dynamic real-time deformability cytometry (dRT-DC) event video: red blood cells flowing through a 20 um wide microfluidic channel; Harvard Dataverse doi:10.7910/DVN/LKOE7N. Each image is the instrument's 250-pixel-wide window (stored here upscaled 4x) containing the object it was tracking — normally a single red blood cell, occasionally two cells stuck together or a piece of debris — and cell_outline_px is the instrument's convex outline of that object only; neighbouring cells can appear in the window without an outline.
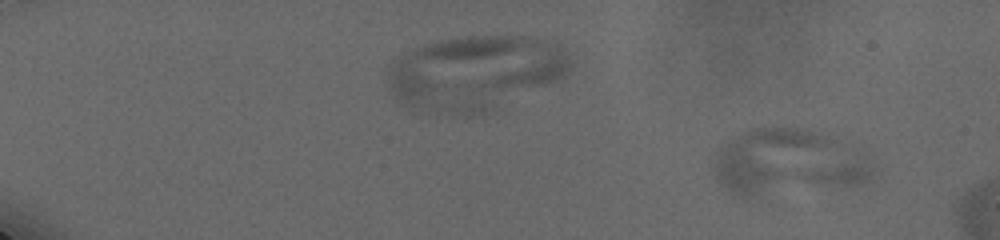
{"species": "human", "species_latin": "Homo sapiens", "temperature_condition": "cold", "stored_images_in_passage": 11, "camera_frame_rate_fps": 3000, "um_per_image_px": 0.085, "donor": {"sex": "male"}, "frame": {"image": 1, "passage_image": 4, "time_ms": 1.333, "image_size_px": [1000, 240], "cell_outline_px": [[872, 172], [864, 180], [856, 184], [744, 200], [736, 196], [716, 176], [712, 168], [716, 156], [720, 148], [732, 140], [756, 128], [792, 128], [812, 132], [840, 140], [860, 148]], "centroid_in_image_um": [66.93, 13.87], "position_along_channel_um": 18.1, "area_um2": 60.29}}